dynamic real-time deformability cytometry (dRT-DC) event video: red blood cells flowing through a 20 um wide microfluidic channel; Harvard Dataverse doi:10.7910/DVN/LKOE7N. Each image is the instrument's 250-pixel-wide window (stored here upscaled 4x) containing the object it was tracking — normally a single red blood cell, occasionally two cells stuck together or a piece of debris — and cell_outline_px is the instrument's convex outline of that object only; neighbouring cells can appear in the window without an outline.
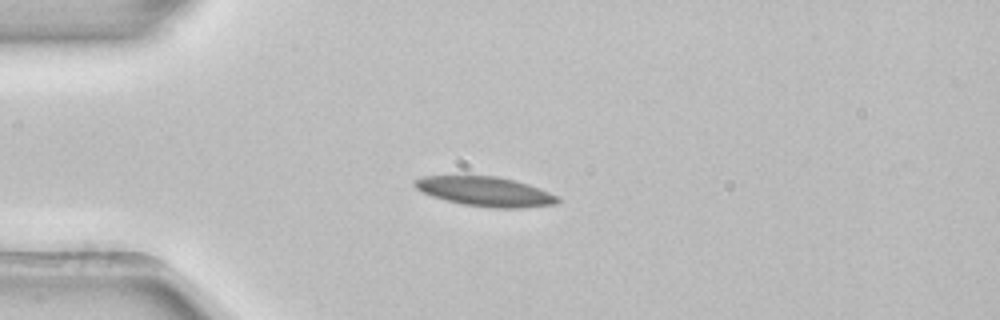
{"species": "common noctule bat (a hibernating species)", "species_latin": "Nyctalus noctula", "temperature_condition": "room temperature", "stored_images_in_passage": 3, "camera_frame_rate_fps": 3000, "um_per_image_px": 0.085, "animal": {"sex": "female", "body_mass_g": 22.7, "forearm_length_mm": 54.2}, "frame": {"image": 1, "passage_image": 2, "time_ms": 0.333, "image_size_px": [1000, 320], "cell_outline_px": [[560, 200], [556, 204], [524, 208], [492, 208], [464, 204], [432, 196], [416, 188], [412, 184], [412, 180], [424, 176], [496, 176], [528, 184], [540, 188], [560, 196]], "centroid_in_image_um": [41.29, 16.28], "position_along_channel_um": 43.7, "area_um2": 24.57}}